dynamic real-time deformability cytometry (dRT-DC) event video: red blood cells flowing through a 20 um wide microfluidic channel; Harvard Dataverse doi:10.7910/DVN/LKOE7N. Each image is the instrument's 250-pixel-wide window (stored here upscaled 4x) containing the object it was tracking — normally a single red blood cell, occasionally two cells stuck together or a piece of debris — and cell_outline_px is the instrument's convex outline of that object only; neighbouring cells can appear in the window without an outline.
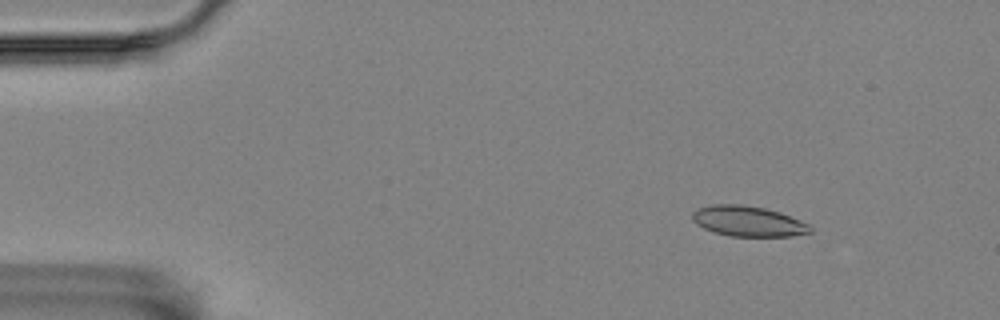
{"species": "Egyptian fruit bat (a non-hibernating species)", "species_latin": "Rousettus aegyptiacus", "temperature_condition": "room temperature", "stored_images_in_passage": 5, "camera_frame_rate_fps": 3000, "um_per_image_px": 0.085, "animal": {"sex": "female"}, "frame": {"image": 1, "passage_image": 2, "time_ms": 0.333, "image_size_px": [1000, 320], "cell_outline_px": [[812, 232], [792, 236], [728, 236], [712, 232], [696, 224], [692, 220], [692, 212], [696, 208], [712, 204], [740, 204], [764, 208], [780, 212], [800, 220], [808, 224], [812, 228]], "centroid_in_image_um": [63.55, 18.8], "position_along_channel_um": 21.4, "area_um2": 21.04}}
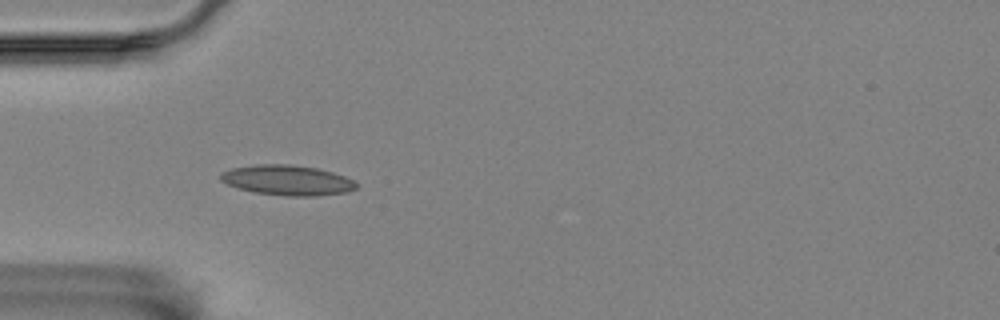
{"frame": {"image": 2, "passage_image": 4, "time_ms": 1.0, "image_size_px": [1000, 320], "cell_outline_px": [[356, 188], [348, 192], [316, 196], [288, 196], [256, 192], [240, 188], [228, 184], [220, 180], [220, 172], [232, 168], [256, 164], [288, 164], [316, 168], [332, 172], [344, 176], [352, 180], [356, 184]], "centroid_in_image_um": [24.41, 15.31], "position_along_channel_um": 60.6, "area_um2": 23.64}}
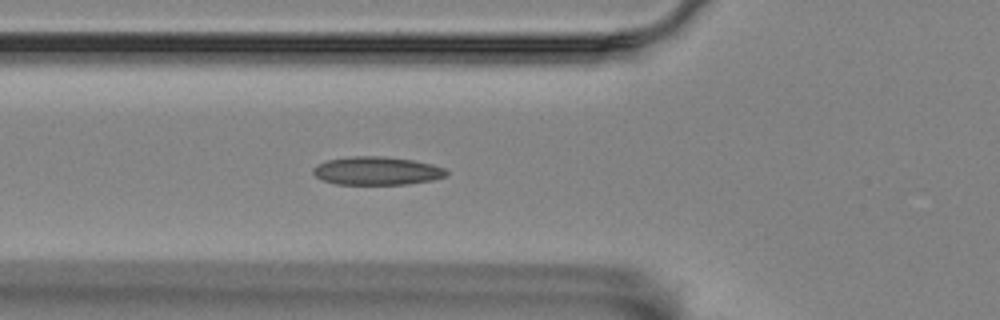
{"frame": {"image": 3, "passage_image": 5, "time_ms": 1.333, "image_size_px": [1000, 320], "cell_outline_px": [[448, 176], [432, 180], [404, 184], [336, 184], [320, 180], [312, 172], [312, 168], [328, 160], [352, 156], [380, 156], [412, 160], [432, 164], [444, 168], [448, 172]], "centroid_in_image_um": [32.03, 14.52], "position_along_channel_um": 93.8, "area_um2": 21.85}}